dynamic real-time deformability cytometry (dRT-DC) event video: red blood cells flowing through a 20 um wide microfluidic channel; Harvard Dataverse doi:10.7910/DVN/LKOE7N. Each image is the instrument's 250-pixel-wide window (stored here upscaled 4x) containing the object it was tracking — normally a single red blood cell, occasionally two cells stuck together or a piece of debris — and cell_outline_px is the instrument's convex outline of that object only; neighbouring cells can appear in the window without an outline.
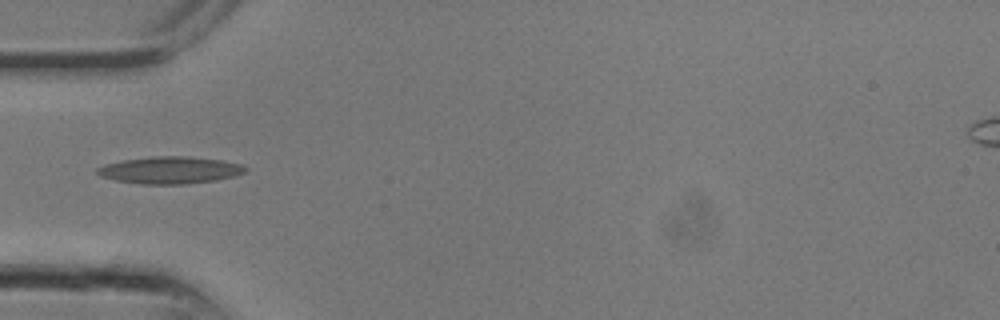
{"species": "common noctule bat (a hibernating species)", "species_latin": "Nyctalus noctula", "temperature_condition": "room temperature", "stored_images_in_passage": 9, "camera_frame_rate_fps": 3000, "um_per_image_px": 0.085, "animal": {"sex": "male", "body_mass_g": 13.3}, "frame": {"image": 1, "passage_image": 8, "time_ms": 2.333, "image_size_px": [1000, 320], "cell_outline_px": [[248, 168], [244, 172], [236, 176], [216, 180], [184, 184], [140, 184], [116, 180], [100, 176], [96, 172], [96, 168], [104, 164], [124, 160], [152, 156], [188, 156], [220, 160], [244, 164]], "centroid_in_image_um": [14.46, 14.46], "position_along_channel_um": 70.5, "area_um2": 23.47}}